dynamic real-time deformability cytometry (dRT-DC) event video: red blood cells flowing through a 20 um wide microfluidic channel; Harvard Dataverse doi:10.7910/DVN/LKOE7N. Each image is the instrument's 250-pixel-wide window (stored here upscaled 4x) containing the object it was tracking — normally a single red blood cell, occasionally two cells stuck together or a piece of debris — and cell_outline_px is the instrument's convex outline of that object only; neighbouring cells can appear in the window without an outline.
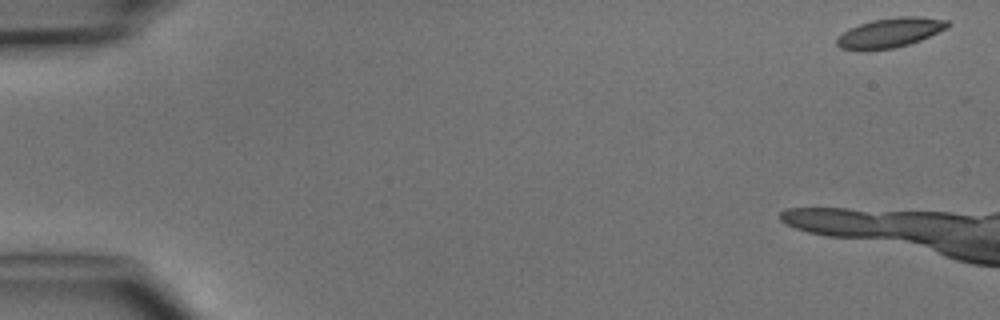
{"species": "common noctule bat (a hibernating species)", "species_latin": "Nyctalus noctula", "temperature_condition": "cold", "stored_images_in_passage": 5, "camera_frame_rate_fps": 3000, "um_per_image_px": 0.085, "animal": {"sex": "male", "body_mass_g": 15.6}, "frame": {"image": 1, "passage_image": 1, "time_ms": 0.0, "image_size_px": [1000, 320], "cell_outline_px": [[952, 24], [948, 28], [920, 40], [908, 44], [892, 48], [840, 48], [836, 44], [836, 40], [848, 28], [872, 20], [896, 16], [916, 16], [948, 20]], "centroid_in_image_um": [75.73, 2.73], "position_along_channel_um": 9.3, "area_um2": 18.61}}